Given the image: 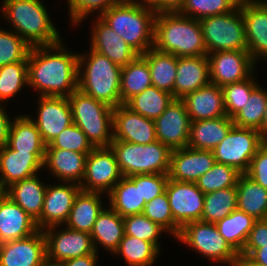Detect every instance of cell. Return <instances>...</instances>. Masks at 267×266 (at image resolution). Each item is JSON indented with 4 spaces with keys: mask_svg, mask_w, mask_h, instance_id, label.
<instances>
[{
    "mask_svg": "<svg viewBox=\"0 0 267 266\" xmlns=\"http://www.w3.org/2000/svg\"><path fill=\"white\" fill-rule=\"evenodd\" d=\"M78 55L71 53L62 40L49 46L31 47L28 86L39 96L69 97L78 89Z\"/></svg>",
    "mask_w": 267,
    "mask_h": 266,
    "instance_id": "1",
    "label": "cell"
},
{
    "mask_svg": "<svg viewBox=\"0 0 267 266\" xmlns=\"http://www.w3.org/2000/svg\"><path fill=\"white\" fill-rule=\"evenodd\" d=\"M176 57L207 56L200 21L177 11L157 12L154 21V45Z\"/></svg>",
    "mask_w": 267,
    "mask_h": 266,
    "instance_id": "2",
    "label": "cell"
},
{
    "mask_svg": "<svg viewBox=\"0 0 267 266\" xmlns=\"http://www.w3.org/2000/svg\"><path fill=\"white\" fill-rule=\"evenodd\" d=\"M1 14L31 47L59 43L61 36L42 0H3Z\"/></svg>",
    "mask_w": 267,
    "mask_h": 266,
    "instance_id": "3",
    "label": "cell"
},
{
    "mask_svg": "<svg viewBox=\"0 0 267 266\" xmlns=\"http://www.w3.org/2000/svg\"><path fill=\"white\" fill-rule=\"evenodd\" d=\"M78 54V89L112 108L122 105L120 97L122 67L92 49H89V55Z\"/></svg>",
    "mask_w": 267,
    "mask_h": 266,
    "instance_id": "4",
    "label": "cell"
},
{
    "mask_svg": "<svg viewBox=\"0 0 267 266\" xmlns=\"http://www.w3.org/2000/svg\"><path fill=\"white\" fill-rule=\"evenodd\" d=\"M156 11L123 0L103 12L99 17L120 35L139 55L154 45Z\"/></svg>",
    "mask_w": 267,
    "mask_h": 266,
    "instance_id": "5",
    "label": "cell"
},
{
    "mask_svg": "<svg viewBox=\"0 0 267 266\" xmlns=\"http://www.w3.org/2000/svg\"><path fill=\"white\" fill-rule=\"evenodd\" d=\"M68 101L73 123L87 136L94 147L111 146L113 137V110L109 105L75 90Z\"/></svg>",
    "mask_w": 267,
    "mask_h": 266,
    "instance_id": "6",
    "label": "cell"
},
{
    "mask_svg": "<svg viewBox=\"0 0 267 266\" xmlns=\"http://www.w3.org/2000/svg\"><path fill=\"white\" fill-rule=\"evenodd\" d=\"M111 148L124 177L169 172L171 150L158 140L146 145L113 140Z\"/></svg>",
    "mask_w": 267,
    "mask_h": 266,
    "instance_id": "7",
    "label": "cell"
},
{
    "mask_svg": "<svg viewBox=\"0 0 267 266\" xmlns=\"http://www.w3.org/2000/svg\"><path fill=\"white\" fill-rule=\"evenodd\" d=\"M208 53L247 50V39L242 11L239 6L228 13L199 20Z\"/></svg>",
    "mask_w": 267,
    "mask_h": 266,
    "instance_id": "8",
    "label": "cell"
},
{
    "mask_svg": "<svg viewBox=\"0 0 267 266\" xmlns=\"http://www.w3.org/2000/svg\"><path fill=\"white\" fill-rule=\"evenodd\" d=\"M187 246L192 247L196 253L220 264H231L239 254L221 236L214 223L194 221L185 224L179 235L175 238Z\"/></svg>",
    "mask_w": 267,
    "mask_h": 266,
    "instance_id": "9",
    "label": "cell"
},
{
    "mask_svg": "<svg viewBox=\"0 0 267 266\" xmlns=\"http://www.w3.org/2000/svg\"><path fill=\"white\" fill-rule=\"evenodd\" d=\"M263 142L258 130L233 126L213 150L215 160L245 174Z\"/></svg>",
    "mask_w": 267,
    "mask_h": 266,
    "instance_id": "10",
    "label": "cell"
},
{
    "mask_svg": "<svg viewBox=\"0 0 267 266\" xmlns=\"http://www.w3.org/2000/svg\"><path fill=\"white\" fill-rule=\"evenodd\" d=\"M58 227L60 226H53L43 230L48 265L55 266L71 258L98 253L95 251L92 237L89 233L66 227L59 231Z\"/></svg>",
    "mask_w": 267,
    "mask_h": 266,
    "instance_id": "11",
    "label": "cell"
},
{
    "mask_svg": "<svg viewBox=\"0 0 267 266\" xmlns=\"http://www.w3.org/2000/svg\"><path fill=\"white\" fill-rule=\"evenodd\" d=\"M117 158L111 146L95 147L86 158L85 175L81 190L106 195L121 180Z\"/></svg>",
    "mask_w": 267,
    "mask_h": 266,
    "instance_id": "12",
    "label": "cell"
},
{
    "mask_svg": "<svg viewBox=\"0 0 267 266\" xmlns=\"http://www.w3.org/2000/svg\"><path fill=\"white\" fill-rule=\"evenodd\" d=\"M210 83L223 87L247 79L256 68L247 50H227L207 54Z\"/></svg>",
    "mask_w": 267,
    "mask_h": 266,
    "instance_id": "13",
    "label": "cell"
},
{
    "mask_svg": "<svg viewBox=\"0 0 267 266\" xmlns=\"http://www.w3.org/2000/svg\"><path fill=\"white\" fill-rule=\"evenodd\" d=\"M165 191L173 220L180 228L201 220L205 194L196 183L169 179Z\"/></svg>",
    "mask_w": 267,
    "mask_h": 266,
    "instance_id": "14",
    "label": "cell"
},
{
    "mask_svg": "<svg viewBox=\"0 0 267 266\" xmlns=\"http://www.w3.org/2000/svg\"><path fill=\"white\" fill-rule=\"evenodd\" d=\"M154 123L157 140L171 151L188 147L191 119L181 99H173Z\"/></svg>",
    "mask_w": 267,
    "mask_h": 266,
    "instance_id": "15",
    "label": "cell"
},
{
    "mask_svg": "<svg viewBox=\"0 0 267 266\" xmlns=\"http://www.w3.org/2000/svg\"><path fill=\"white\" fill-rule=\"evenodd\" d=\"M37 118L32 121L38 128L43 142L48 145L65 128L73 124L68 97L40 96Z\"/></svg>",
    "mask_w": 267,
    "mask_h": 266,
    "instance_id": "16",
    "label": "cell"
},
{
    "mask_svg": "<svg viewBox=\"0 0 267 266\" xmlns=\"http://www.w3.org/2000/svg\"><path fill=\"white\" fill-rule=\"evenodd\" d=\"M80 190V185L73 182L47 185L41 216L36 221L38 229L64 225Z\"/></svg>",
    "mask_w": 267,
    "mask_h": 266,
    "instance_id": "17",
    "label": "cell"
},
{
    "mask_svg": "<svg viewBox=\"0 0 267 266\" xmlns=\"http://www.w3.org/2000/svg\"><path fill=\"white\" fill-rule=\"evenodd\" d=\"M240 8L246 31L247 51L255 64L262 57L267 60V0H241Z\"/></svg>",
    "mask_w": 267,
    "mask_h": 266,
    "instance_id": "18",
    "label": "cell"
},
{
    "mask_svg": "<svg viewBox=\"0 0 267 266\" xmlns=\"http://www.w3.org/2000/svg\"><path fill=\"white\" fill-rule=\"evenodd\" d=\"M43 231L0 244V266H47Z\"/></svg>",
    "mask_w": 267,
    "mask_h": 266,
    "instance_id": "19",
    "label": "cell"
},
{
    "mask_svg": "<svg viewBox=\"0 0 267 266\" xmlns=\"http://www.w3.org/2000/svg\"><path fill=\"white\" fill-rule=\"evenodd\" d=\"M113 137L140 145L153 143L157 141L154 120L119 105L113 110Z\"/></svg>",
    "mask_w": 267,
    "mask_h": 266,
    "instance_id": "20",
    "label": "cell"
},
{
    "mask_svg": "<svg viewBox=\"0 0 267 266\" xmlns=\"http://www.w3.org/2000/svg\"><path fill=\"white\" fill-rule=\"evenodd\" d=\"M216 163L212 150L190 147L171 151L169 179L196 183Z\"/></svg>",
    "mask_w": 267,
    "mask_h": 266,
    "instance_id": "21",
    "label": "cell"
},
{
    "mask_svg": "<svg viewBox=\"0 0 267 266\" xmlns=\"http://www.w3.org/2000/svg\"><path fill=\"white\" fill-rule=\"evenodd\" d=\"M45 153H23L7 144L0 148V183L5 190L10 185L37 175L43 168Z\"/></svg>",
    "mask_w": 267,
    "mask_h": 266,
    "instance_id": "22",
    "label": "cell"
},
{
    "mask_svg": "<svg viewBox=\"0 0 267 266\" xmlns=\"http://www.w3.org/2000/svg\"><path fill=\"white\" fill-rule=\"evenodd\" d=\"M96 16L91 31L90 49L108 57L118 66H126L139 54L98 15Z\"/></svg>",
    "mask_w": 267,
    "mask_h": 266,
    "instance_id": "23",
    "label": "cell"
},
{
    "mask_svg": "<svg viewBox=\"0 0 267 266\" xmlns=\"http://www.w3.org/2000/svg\"><path fill=\"white\" fill-rule=\"evenodd\" d=\"M36 221L6 194L0 199V244L38 231Z\"/></svg>",
    "mask_w": 267,
    "mask_h": 266,
    "instance_id": "24",
    "label": "cell"
},
{
    "mask_svg": "<svg viewBox=\"0 0 267 266\" xmlns=\"http://www.w3.org/2000/svg\"><path fill=\"white\" fill-rule=\"evenodd\" d=\"M181 100L185 104L191 121L227 116L222 87L218 85L209 83L194 92L186 94Z\"/></svg>",
    "mask_w": 267,
    "mask_h": 266,
    "instance_id": "25",
    "label": "cell"
},
{
    "mask_svg": "<svg viewBox=\"0 0 267 266\" xmlns=\"http://www.w3.org/2000/svg\"><path fill=\"white\" fill-rule=\"evenodd\" d=\"M210 83L207 56L178 57L173 98L182 99Z\"/></svg>",
    "mask_w": 267,
    "mask_h": 266,
    "instance_id": "26",
    "label": "cell"
},
{
    "mask_svg": "<svg viewBox=\"0 0 267 266\" xmlns=\"http://www.w3.org/2000/svg\"><path fill=\"white\" fill-rule=\"evenodd\" d=\"M88 154L71 150L46 148L43 167L63 182L81 184L85 175Z\"/></svg>",
    "mask_w": 267,
    "mask_h": 266,
    "instance_id": "27",
    "label": "cell"
},
{
    "mask_svg": "<svg viewBox=\"0 0 267 266\" xmlns=\"http://www.w3.org/2000/svg\"><path fill=\"white\" fill-rule=\"evenodd\" d=\"M107 195L109 207L123 218L142 213L146 204L141 198L140 175L123 176Z\"/></svg>",
    "mask_w": 267,
    "mask_h": 266,
    "instance_id": "28",
    "label": "cell"
},
{
    "mask_svg": "<svg viewBox=\"0 0 267 266\" xmlns=\"http://www.w3.org/2000/svg\"><path fill=\"white\" fill-rule=\"evenodd\" d=\"M234 126L228 116L216 119L191 121L188 147L197 150H214Z\"/></svg>",
    "mask_w": 267,
    "mask_h": 266,
    "instance_id": "29",
    "label": "cell"
},
{
    "mask_svg": "<svg viewBox=\"0 0 267 266\" xmlns=\"http://www.w3.org/2000/svg\"><path fill=\"white\" fill-rule=\"evenodd\" d=\"M38 176L18 181L5 189V194L37 221L43 209L47 185Z\"/></svg>",
    "mask_w": 267,
    "mask_h": 266,
    "instance_id": "30",
    "label": "cell"
},
{
    "mask_svg": "<svg viewBox=\"0 0 267 266\" xmlns=\"http://www.w3.org/2000/svg\"><path fill=\"white\" fill-rule=\"evenodd\" d=\"M103 193L80 190L76 195L67 221L66 228L91 233L98 215L104 209Z\"/></svg>",
    "mask_w": 267,
    "mask_h": 266,
    "instance_id": "31",
    "label": "cell"
},
{
    "mask_svg": "<svg viewBox=\"0 0 267 266\" xmlns=\"http://www.w3.org/2000/svg\"><path fill=\"white\" fill-rule=\"evenodd\" d=\"M90 235L96 252L99 244L113 254L125 235L123 217L110 207L104 208L96 218Z\"/></svg>",
    "mask_w": 267,
    "mask_h": 266,
    "instance_id": "32",
    "label": "cell"
},
{
    "mask_svg": "<svg viewBox=\"0 0 267 266\" xmlns=\"http://www.w3.org/2000/svg\"><path fill=\"white\" fill-rule=\"evenodd\" d=\"M7 145L23 153H45L46 144L30 115L15 117L10 125Z\"/></svg>",
    "mask_w": 267,
    "mask_h": 266,
    "instance_id": "33",
    "label": "cell"
},
{
    "mask_svg": "<svg viewBox=\"0 0 267 266\" xmlns=\"http://www.w3.org/2000/svg\"><path fill=\"white\" fill-rule=\"evenodd\" d=\"M237 209L256 220L267 219V189L241 174L237 181Z\"/></svg>",
    "mask_w": 267,
    "mask_h": 266,
    "instance_id": "34",
    "label": "cell"
},
{
    "mask_svg": "<svg viewBox=\"0 0 267 266\" xmlns=\"http://www.w3.org/2000/svg\"><path fill=\"white\" fill-rule=\"evenodd\" d=\"M142 56L147 60L152 85L160 90L169 92L173 96L178 57L170 53L161 52L154 47L150 48Z\"/></svg>",
    "mask_w": 267,
    "mask_h": 266,
    "instance_id": "35",
    "label": "cell"
},
{
    "mask_svg": "<svg viewBox=\"0 0 267 266\" xmlns=\"http://www.w3.org/2000/svg\"><path fill=\"white\" fill-rule=\"evenodd\" d=\"M151 85V73L147 60L142 55H138L121 69V103L125 104L131 97L140 94Z\"/></svg>",
    "mask_w": 267,
    "mask_h": 266,
    "instance_id": "36",
    "label": "cell"
},
{
    "mask_svg": "<svg viewBox=\"0 0 267 266\" xmlns=\"http://www.w3.org/2000/svg\"><path fill=\"white\" fill-rule=\"evenodd\" d=\"M255 221L256 219L249 214L236 209L215 223V225L221 236L240 254L243 251Z\"/></svg>",
    "mask_w": 267,
    "mask_h": 266,
    "instance_id": "37",
    "label": "cell"
},
{
    "mask_svg": "<svg viewBox=\"0 0 267 266\" xmlns=\"http://www.w3.org/2000/svg\"><path fill=\"white\" fill-rule=\"evenodd\" d=\"M173 99L169 92L151 85L140 94L131 97L124 105L135 113L155 120Z\"/></svg>",
    "mask_w": 267,
    "mask_h": 266,
    "instance_id": "38",
    "label": "cell"
},
{
    "mask_svg": "<svg viewBox=\"0 0 267 266\" xmlns=\"http://www.w3.org/2000/svg\"><path fill=\"white\" fill-rule=\"evenodd\" d=\"M159 253L153 243L125 234L113 254L121 255L129 266H153Z\"/></svg>",
    "mask_w": 267,
    "mask_h": 266,
    "instance_id": "39",
    "label": "cell"
},
{
    "mask_svg": "<svg viewBox=\"0 0 267 266\" xmlns=\"http://www.w3.org/2000/svg\"><path fill=\"white\" fill-rule=\"evenodd\" d=\"M236 209V186L205 194L201 221L215 224Z\"/></svg>",
    "mask_w": 267,
    "mask_h": 266,
    "instance_id": "40",
    "label": "cell"
},
{
    "mask_svg": "<svg viewBox=\"0 0 267 266\" xmlns=\"http://www.w3.org/2000/svg\"><path fill=\"white\" fill-rule=\"evenodd\" d=\"M267 104V90L257 86L248 100L233 117L234 126L259 130Z\"/></svg>",
    "mask_w": 267,
    "mask_h": 266,
    "instance_id": "41",
    "label": "cell"
},
{
    "mask_svg": "<svg viewBox=\"0 0 267 266\" xmlns=\"http://www.w3.org/2000/svg\"><path fill=\"white\" fill-rule=\"evenodd\" d=\"M241 0H183L178 13L197 20L235 10Z\"/></svg>",
    "mask_w": 267,
    "mask_h": 266,
    "instance_id": "42",
    "label": "cell"
},
{
    "mask_svg": "<svg viewBox=\"0 0 267 266\" xmlns=\"http://www.w3.org/2000/svg\"><path fill=\"white\" fill-rule=\"evenodd\" d=\"M28 86V62H15L0 67V103L13 98Z\"/></svg>",
    "mask_w": 267,
    "mask_h": 266,
    "instance_id": "43",
    "label": "cell"
},
{
    "mask_svg": "<svg viewBox=\"0 0 267 266\" xmlns=\"http://www.w3.org/2000/svg\"><path fill=\"white\" fill-rule=\"evenodd\" d=\"M240 175L241 173L235 168L216 162L207 173L198 179L196 184L204 194H208L236 186Z\"/></svg>",
    "mask_w": 267,
    "mask_h": 266,
    "instance_id": "44",
    "label": "cell"
},
{
    "mask_svg": "<svg viewBox=\"0 0 267 266\" xmlns=\"http://www.w3.org/2000/svg\"><path fill=\"white\" fill-rule=\"evenodd\" d=\"M31 46L12 30L0 28V67L27 62Z\"/></svg>",
    "mask_w": 267,
    "mask_h": 266,
    "instance_id": "45",
    "label": "cell"
},
{
    "mask_svg": "<svg viewBox=\"0 0 267 266\" xmlns=\"http://www.w3.org/2000/svg\"><path fill=\"white\" fill-rule=\"evenodd\" d=\"M254 73L247 79L222 87L224 108L228 117L232 118L248 100L251 92L258 86Z\"/></svg>",
    "mask_w": 267,
    "mask_h": 266,
    "instance_id": "46",
    "label": "cell"
},
{
    "mask_svg": "<svg viewBox=\"0 0 267 266\" xmlns=\"http://www.w3.org/2000/svg\"><path fill=\"white\" fill-rule=\"evenodd\" d=\"M142 214L151 221L158 223L175 238L181 228L174 222L166 191L145 204Z\"/></svg>",
    "mask_w": 267,
    "mask_h": 266,
    "instance_id": "47",
    "label": "cell"
},
{
    "mask_svg": "<svg viewBox=\"0 0 267 266\" xmlns=\"http://www.w3.org/2000/svg\"><path fill=\"white\" fill-rule=\"evenodd\" d=\"M124 219L125 234L153 243L159 250V237L166 232L158 223H155L142 213L126 216Z\"/></svg>",
    "mask_w": 267,
    "mask_h": 266,
    "instance_id": "48",
    "label": "cell"
},
{
    "mask_svg": "<svg viewBox=\"0 0 267 266\" xmlns=\"http://www.w3.org/2000/svg\"><path fill=\"white\" fill-rule=\"evenodd\" d=\"M46 148H57L89 154L95 147L82 130L73 123L46 145Z\"/></svg>",
    "mask_w": 267,
    "mask_h": 266,
    "instance_id": "49",
    "label": "cell"
},
{
    "mask_svg": "<svg viewBox=\"0 0 267 266\" xmlns=\"http://www.w3.org/2000/svg\"><path fill=\"white\" fill-rule=\"evenodd\" d=\"M122 1L123 0H67L69 17L72 24L77 26L83 19H87L86 17L91 13L98 11V15L100 16L110 7Z\"/></svg>",
    "mask_w": 267,
    "mask_h": 266,
    "instance_id": "50",
    "label": "cell"
},
{
    "mask_svg": "<svg viewBox=\"0 0 267 266\" xmlns=\"http://www.w3.org/2000/svg\"><path fill=\"white\" fill-rule=\"evenodd\" d=\"M168 174H145L140 175V193L141 198L146 203L154 199L156 196L165 192Z\"/></svg>",
    "mask_w": 267,
    "mask_h": 266,
    "instance_id": "51",
    "label": "cell"
},
{
    "mask_svg": "<svg viewBox=\"0 0 267 266\" xmlns=\"http://www.w3.org/2000/svg\"><path fill=\"white\" fill-rule=\"evenodd\" d=\"M245 175L267 189V141L259 146Z\"/></svg>",
    "mask_w": 267,
    "mask_h": 266,
    "instance_id": "52",
    "label": "cell"
},
{
    "mask_svg": "<svg viewBox=\"0 0 267 266\" xmlns=\"http://www.w3.org/2000/svg\"><path fill=\"white\" fill-rule=\"evenodd\" d=\"M263 245H267V219L255 221L243 251L239 255L246 257L252 250L263 247Z\"/></svg>",
    "mask_w": 267,
    "mask_h": 266,
    "instance_id": "53",
    "label": "cell"
},
{
    "mask_svg": "<svg viewBox=\"0 0 267 266\" xmlns=\"http://www.w3.org/2000/svg\"><path fill=\"white\" fill-rule=\"evenodd\" d=\"M98 257L99 256L97 253H92L89 255L65 260L55 266H96Z\"/></svg>",
    "mask_w": 267,
    "mask_h": 266,
    "instance_id": "54",
    "label": "cell"
},
{
    "mask_svg": "<svg viewBox=\"0 0 267 266\" xmlns=\"http://www.w3.org/2000/svg\"><path fill=\"white\" fill-rule=\"evenodd\" d=\"M2 106L3 105L0 103V148L7 144L9 129L12 122V120L6 114V109Z\"/></svg>",
    "mask_w": 267,
    "mask_h": 266,
    "instance_id": "55",
    "label": "cell"
},
{
    "mask_svg": "<svg viewBox=\"0 0 267 266\" xmlns=\"http://www.w3.org/2000/svg\"><path fill=\"white\" fill-rule=\"evenodd\" d=\"M246 258L257 266H267V245L252 250Z\"/></svg>",
    "mask_w": 267,
    "mask_h": 266,
    "instance_id": "56",
    "label": "cell"
},
{
    "mask_svg": "<svg viewBox=\"0 0 267 266\" xmlns=\"http://www.w3.org/2000/svg\"><path fill=\"white\" fill-rule=\"evenodd\" d=\"M183 0H159L158 12L178 11Z\"/></svg>",
    "mask_w": 267,
    "mask_h": 266,
    "instance_id": "57",
    "label": "cell"
},
{
    "mask_svg": "<svg viewBox=\"0 0 267 266\" xmlns=\"http://www.w3.org/2000/svg\"><path fill=\"white\" fill-rule=\"evenodd\" d=\"M131 3L140 5V6H145L154 9L156 12H158V2L159 0H127Z\"/></svg>",
    "mask_w": 267,
    "mask_h": 266,
    "instance_id": "58",
    "label": "cell"
},
{
    "mask_svg": "<svg viewBox=\"0 0 267 266\" xmlns=\"http://www.w3.org/2000/svg\"><path fill=\"white\" fill-rule=\"evenodd\" d=\"M229 266H257L246 257L239 255Z\"/></svg>",
    "mask_w": 267,
    "mask_h": 266,
    "instance_id": "59",
    "label": "cell"
},
{
    "mask_svg": "<svg viewBox=\"0 0 267 266\" xmlns=\"http://www.w3.org/2000/svg\"><path fill=\"white\" fill-rule=\"evenodd\" d=\"M258 132L260 133L261 138L264 141H267V104H266L264 117H263V120H262V123H261V127L258 130Z\"/></svg>",
    "mask_w": 267,
    "mask_h": 266,
    "instance_id": "60",
    "label": "cell"
},
{
    "mask_svg": "<svg viewBox=\"0 0 267 266\" xmlns=\"http://www.w3.org/2000/svg\"><path fill=\"white\" fill-rule=\"evenodd\" d=\"M5 194V191H0V199Z\"/></svg>",
    "mask_w": 267,
    "mask_h": 266,
    "instance_id": "61",
    "label": "cell"
},
{
    "mask_svg": "<svg viewBox=\"0 0 267 266\" xmlns=\"http://www.w3.org/2000/svg\"><path fill=\"white\" fill-rule=\"evenodd\" d=\"M0 191H5L2 186H1V183H0Z\"/></svg>",
    "mask_w": 267,
    "mask_h": 266,
    "instance_id": "62",
    "label": "cell"
}]
</instances>
